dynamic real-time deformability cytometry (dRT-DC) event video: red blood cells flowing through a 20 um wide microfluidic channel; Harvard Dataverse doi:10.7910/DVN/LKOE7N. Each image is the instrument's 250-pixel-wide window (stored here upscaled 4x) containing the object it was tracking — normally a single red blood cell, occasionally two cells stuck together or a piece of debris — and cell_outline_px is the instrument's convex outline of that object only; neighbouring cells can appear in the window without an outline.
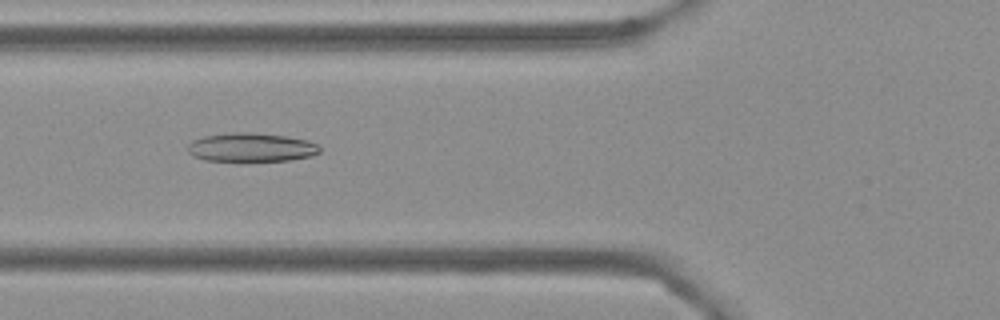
{"species": "Egyptian fruit bat (a non-hibernating species)", "species_latin": "Rousettus aegyptiacus", "temperature_condition": "cold", "stored_images_in_passage": 44, "camera_frame_rate_fps": 3000, "um_per_image_px": 0.085, "frame": {"image": 1, "passage_image": 9, "time_ms": 2.667, "image_size_px": [1000, 320], "cell_outline_px": [[320, 152], [312, 156], [288, 160], [240, 164], [236, 164], [204, 160], [192, 156], [188, 152], [188, 144], [192, 140], [204, 136], [232, 132], [248, 132], [284, 136], [308, 140], [316, 144], [320, 148]], "centroid_in_image_um": [21.29, 12.58], "position_along_channel_um": 104.5, "area_um2": 23.18}}
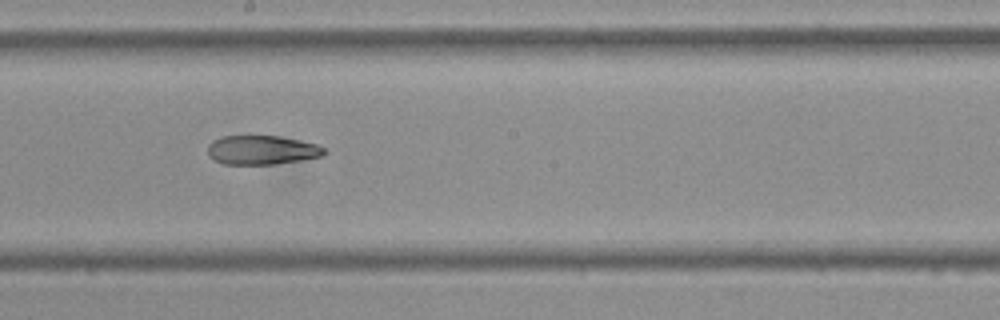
{"frame": {"image": 2, "passage_image": 19, "time_ms": 6.0, "image_size_px": [1000, 320], "cell_outline_px": [[328, 152], [324, 156], [276, 164], [224, 164], [208, 156], [208, 144], [212, 140], [224, 136], [280, 136], [320, 144]], "centroid_in_image_um": [22.3, 12.75], "position_along_channel_um": 225.9, "area_um2": 19.94}}
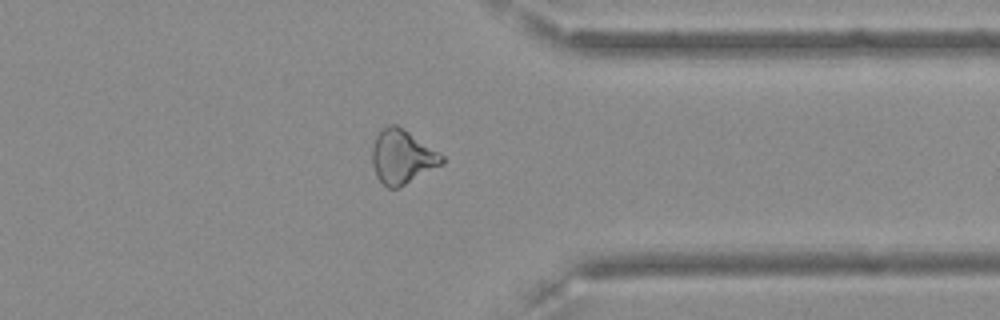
{"frame": {"image": 3, "passage_image": 32, "time_ms": 10.333, "image_size_px": [1000, 320], "cell_outline_px": [[444, 164], [400, 188], [388, 188], [376, 176], [372, 164], [372, 144], [376, 136], [388, 124], [396, 124], [444, 156]], "centroid_in_image_um": [34.18, 13.36], "position_along_channel_um": 377.2, "area_um2": 21.91}, "authors_computed_cell_mechanics": {"area_um2": 21.9929, "velocity_mm_per_s": 3.6279, "shape_relaxation_time_tau1_ms": null, "shape_relaxation_time_tau2_ms": 6.0625, "deformation_change_tau1": null, "deformation_change_tau2": 0.1473}}